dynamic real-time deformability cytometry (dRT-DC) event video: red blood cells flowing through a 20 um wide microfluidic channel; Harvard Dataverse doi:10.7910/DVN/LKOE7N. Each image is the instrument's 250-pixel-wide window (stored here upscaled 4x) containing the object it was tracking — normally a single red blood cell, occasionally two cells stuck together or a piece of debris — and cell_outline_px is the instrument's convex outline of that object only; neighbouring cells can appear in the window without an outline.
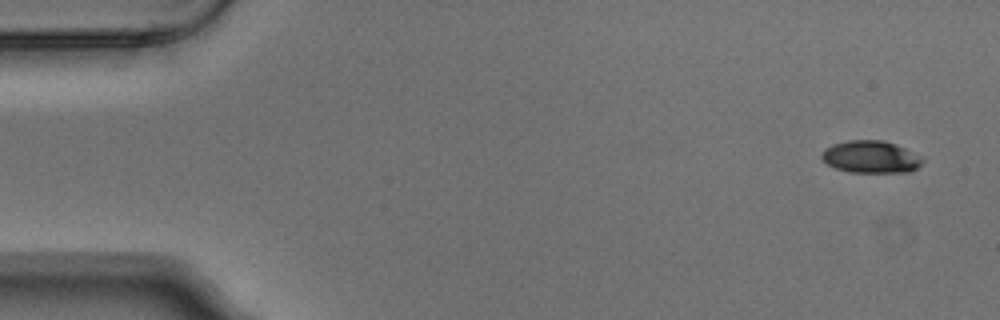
{"species": "Egyptian fruit bat (a non-hibernating species)", "species_latin": "Rousettus aegyptiacus", "temperature_condition": "warm", "stored_images_in_passage": 5, "camera_frame_rate_fps": 3000, "um_per_image_px": 0.085, "animal": {"sex": "male"}, "frame": {"image": 1, "passage_image": 1, "time_ms": 0.0, "image_size_px": [1000, 320], "cell_outline_px": [[924, 160], [916, 168], [908, 172], [848, 172], [836, 168], [828, 164], [820, 156], [820, 152], [824, 148], [832, 144], [848, 140], [884, 140], [896, 144], [920, 156]], "centroid_in_image_um": [73.98, 13.32], "position_along_channel_um": 11.0, "area_um2": 18.96}}
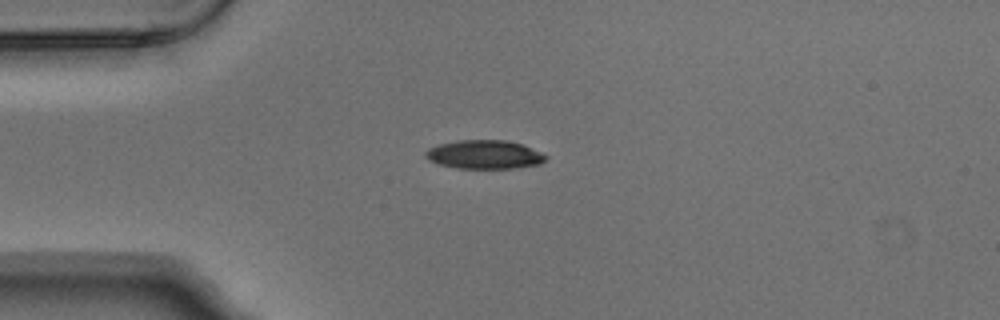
{"frame": {"image": 2, "passage_image": 4, "time_ms": 1.0, "image_size_px": [1000, 320], "cell_outline_px": [[548, 156], [540, 164], [516, 168], [456, 168], [440, 164], [428, 160], [424, 156], [424, 152], [428, 148], [440, 144], [456, 140], [508, 140], [520, 144], [540, 152]], "centroid_in_image_um": [41.14, 13.13], "position_along_channel_um": 43.9, "area_um2": 20.06}}